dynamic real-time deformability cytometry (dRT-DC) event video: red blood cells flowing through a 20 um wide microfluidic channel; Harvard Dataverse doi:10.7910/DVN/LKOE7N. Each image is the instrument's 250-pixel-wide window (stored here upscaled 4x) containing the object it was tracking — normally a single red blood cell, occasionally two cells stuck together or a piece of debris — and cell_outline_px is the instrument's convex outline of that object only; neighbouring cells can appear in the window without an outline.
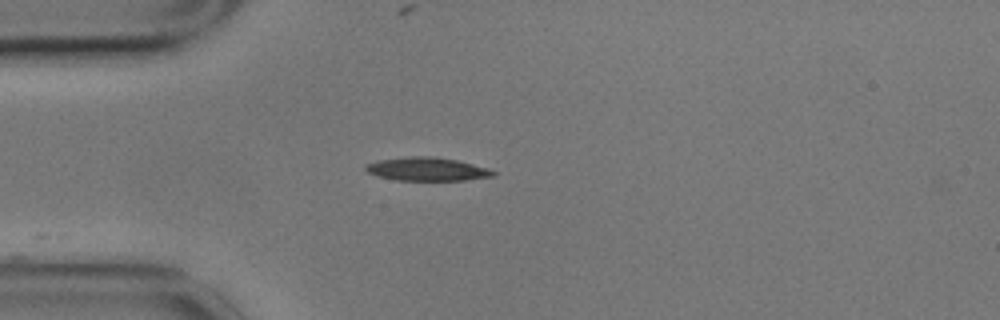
{"species": "common noctule bat (a hibernating species)", "species_latin": "Nyctalus noctula", "temperature_condition": "cold", "stored_images_in_passage": 7, "camera_frame_rate_fps": 3000, "um_per_image_px": 0.085, "animal": {"sex": "male", "body_mass_g": 17.9}, "frame": {"image": 1, "passage_image": 1, "time_ms": 0.0, "image_size_px": [1000, 320], "cell_outline_px": [[496, 176], [464, 180], [396, 180], [380, 176], [368, 172], [364, 168], [364, 164], [376, 160], [412, 156], [432, 156], [456, 160], [488, 168], [496, 172]], "centroid_in_image_um": [36.29, 14.37], "position_along_channel_um": 48.7, "area_um2": 17.34}}